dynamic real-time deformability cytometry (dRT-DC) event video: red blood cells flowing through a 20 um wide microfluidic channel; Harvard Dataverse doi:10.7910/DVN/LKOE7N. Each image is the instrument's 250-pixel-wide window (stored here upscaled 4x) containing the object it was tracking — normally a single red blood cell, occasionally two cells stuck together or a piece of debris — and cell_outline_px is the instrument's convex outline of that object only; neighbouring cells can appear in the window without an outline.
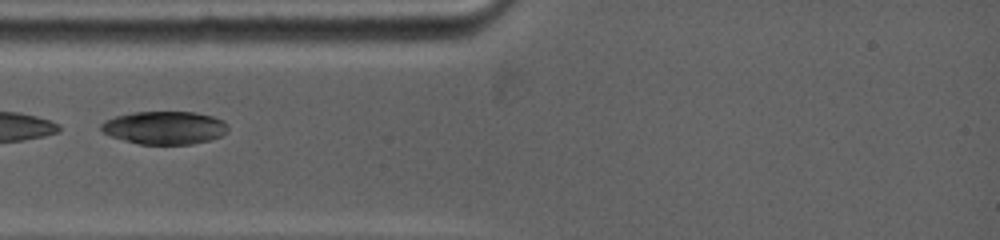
{"species": "common noctule bat (a hibernating species)", "species_latin": "Nyctalus noctula", "temperature_condition": "warm", "stored_images_in_passage": 9, "camera_frame_rate_fps": 5000, "um_per_image_px": 0.085, "animal": {"sex": "female", "body_mass_g": 19.0, "forearm_length_mm": 53.3}, "frame": {"image": 1, "passage_image": 2, "time_ms": 0.6, "image_size_px": [1000, 240], "cell_outline_px": [[228, 132], [220, 136], [208, 140], [192, 144], [140, 144], [124, 140], [112, 136], [104, 132], [100, 128], [100, 124], [104, 120], [116, 116], [132, 112], [196, 112], [212, 116], [224, 120], [228, 124]], "centroid_in_image_um": [14.01, 10.85], "position_along_channel_um": 71.0, "area_um2": 24.45}}
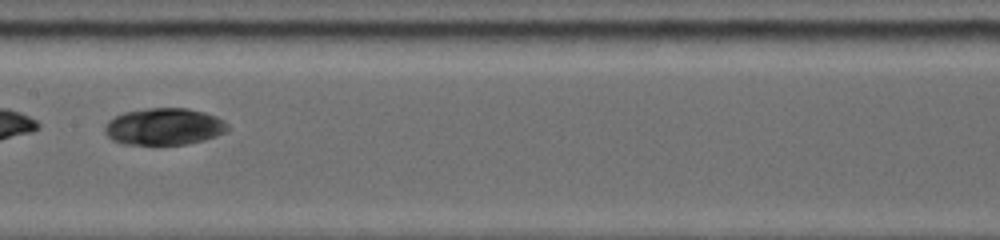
{"frame": {"image": 2, "passage_image": 6, "time_ms": 3.8, "image_size_px": [1000, 240], "cell_outline_px": [[228, 128], [224, 132], [216, 136], [204, 140], [184, 144], [124, 144], [112, 140], [104, 132], [104, 124], [108, 120], [124, 112], [144, 108], [188, 108], [204, 112], [216, 116], [224, 120], [228, 124]], "centroid_in_image_um": [13.93, 10.75], "position_along_channel_um": 193.5, "area_um2": 26.47}}
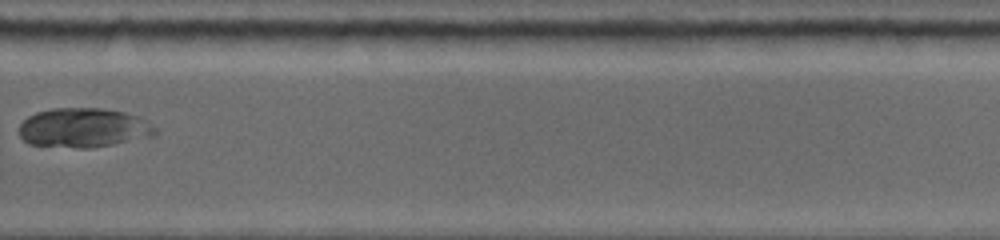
{"frame": {"image": 3, "passage_image": 9, "time_ms": 7.2, "image_size_px": [1000, 240], "cell_outline_px": [[156, 136], [92, 148], [80, 148], [28, 144], [20, 136], [20, 124], [28, 116], [36, 112], [52, 108], [104, 108], [124, 112], [140, 116], [148, 120], [156, 128]], "centroid_in_image_um": [7.15, 10.86], "position_along_channel_um": 322.7, "area_um2": 31.56}}